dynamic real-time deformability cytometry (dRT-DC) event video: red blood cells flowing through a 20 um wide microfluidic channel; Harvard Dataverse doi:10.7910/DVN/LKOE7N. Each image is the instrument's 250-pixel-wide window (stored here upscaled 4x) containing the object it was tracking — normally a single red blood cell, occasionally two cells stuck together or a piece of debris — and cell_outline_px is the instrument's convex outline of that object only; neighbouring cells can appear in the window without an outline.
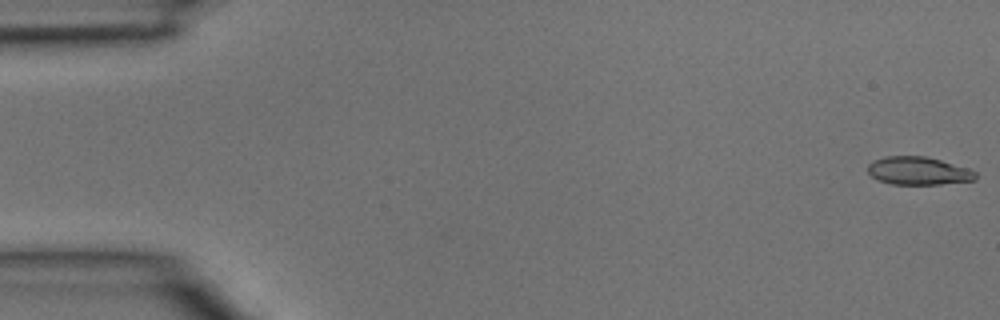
{"species": "common noctule bat (a hibernating species)", "species_latin": "Nyctalus noctula", "temperature_condition": "room temperature", "stored_images_in_passage": 4, "camera_frame_rate_fps": 3000, "um_per_image_px": 0.085, "animal": {"sex": "male", "body_mass_g": 15.6}, "frame": {"image": 1, "passage_image": 1, "time_ms": 0.0, "image_size_px": [1000, 320], "cell_outline_px": [[976, 180], [940, 184], [892, 184], [876, 180], [868, 172], [868, 164], [872, 160], [884, 156], [924, 156], [940, 160], [968, 168], [976, 172]], "centroid_in_image_um": [78.03, 14.52], "position_along_channel_um": 7.0, "area_um2": 17.63}}
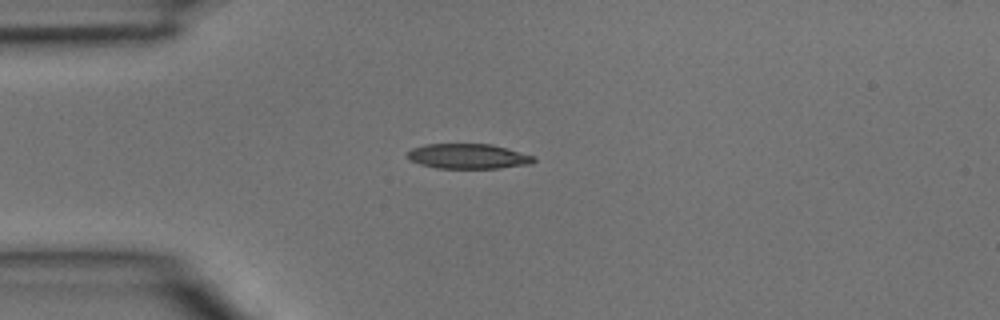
{"frame": {"image": 2, "passage_image": 4, "time_ms": 1.0, "image_size_px": [1000, 320], "cell_outline_px": [[536, 160], [532, 164], [500, 168], [436, 168], [420, 164], [408, 160], [404, 156], [412, 148], [424, 144], [492, 144], [536, 156]], "centroid_in_image_um": [39.79, 13.28], "position_along_channel_um": 45.2, "area_um2": 18.67}}